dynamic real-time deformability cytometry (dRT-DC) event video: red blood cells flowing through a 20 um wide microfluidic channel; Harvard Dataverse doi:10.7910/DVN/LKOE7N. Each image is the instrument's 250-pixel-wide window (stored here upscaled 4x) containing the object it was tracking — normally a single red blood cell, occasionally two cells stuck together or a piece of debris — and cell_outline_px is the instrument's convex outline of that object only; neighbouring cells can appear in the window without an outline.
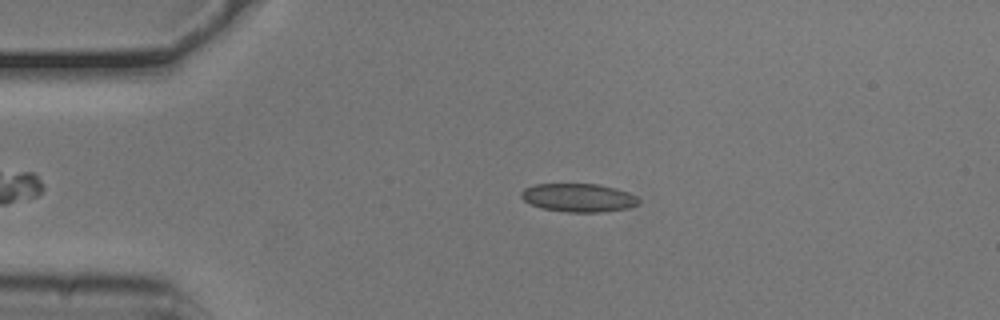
{"species": "common noctule bat (a hibernating species)", "species_latin": "Nyctalus noctula", "temperature_condition": "cold", "stored_images_in_passage": 41, "camera_frame_rate_fps": 3000, "um_per_image_px": 0.085, "animal": {"sex": "male", "body_mass_g": 20.5, "forearm_length_mm": 52.5}, "frame": {"image": 1, "passage_image": 4, "time_ms": 1.0, "image_size_px": [1000, 320], "cell_outline_px": [[640, 204], [628, 208], [604, 212], [568, 212], [544, 208], [532, 204], [524, 200], [520, 196], [520, 192], [524, 188], [536, 184], [600, 184], [616, 188], [628, 192], [636, 196], [640, 200]], "centroid_in_image_um": [49.21, 16.8], "position_along_channel_um": 35.8, "area_um2": 19.48}}
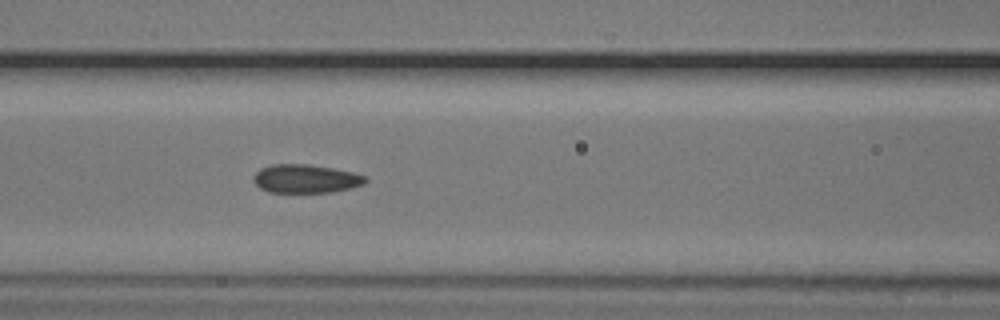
{"frame": {"image": 2, "passage_image": 15, "time_ms": 4.667, "image_size_px": [1000, 320], "cell_outline_px": [[368, 180], [364, 184], [332, 192], [268, 192], [260, 188], [256, 184], [252, 176], [260, 168], [272, 164], [308, 164], [332, 168], [352, 172], [368, 176]], "centroid_in_image_um": [25.98, 15.18], "position_along_channel_um": 140.6, "area_um2": 18.61}}
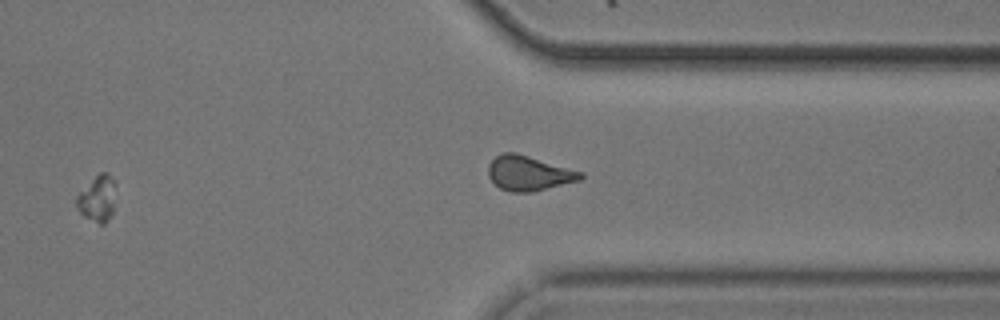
{"frame": {"image": 3, "passage_image": 33, "time_ms": 10.667, "image_size_px": [1000, 320], "cell_outline_px": [[116, 184], [112, 212], [108, 220], [104, 224], [100, 224], [84, 216], [76, 208], [76, 196], [100, 172], [108, 172]], "centroid_in_image_um": [8.29, 16.87], "position_along_channel_um": 403.1, "area_um2": 10.4}, "authors_computed_cell_mechanics": {"area_um2": 18.5538, "velocity_mm_per_s": 3.7704, "shape_relaxation_time_tau1_ms": 4.8552, "shape_relaxation_time_tau2_ms": 2.2014, "deformation_change_tau1": 0.1266, "deformation_change_tau2": 0.0925}}